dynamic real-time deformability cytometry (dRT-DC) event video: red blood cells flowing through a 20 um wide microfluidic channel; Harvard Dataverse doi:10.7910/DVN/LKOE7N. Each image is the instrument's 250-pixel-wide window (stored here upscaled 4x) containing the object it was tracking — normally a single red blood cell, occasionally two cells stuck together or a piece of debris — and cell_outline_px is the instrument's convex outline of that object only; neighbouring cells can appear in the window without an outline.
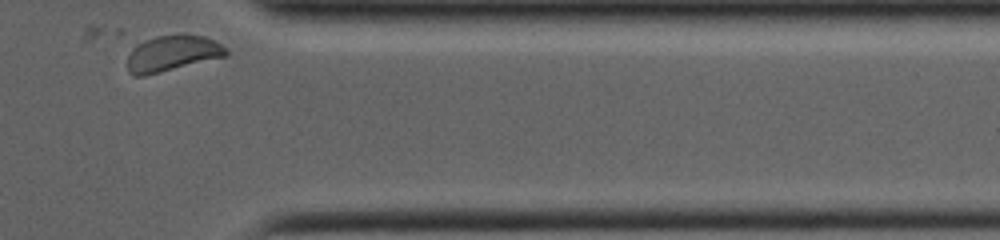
{"species": "common noctule bat (a hibernating species)", "species_latin": "Nyctalus noctula", "temperature_condition": "room temperature", "stored_images_in_passage": 22, "camera_frame_rate_fps": 4000, "um_per_image_px": 0.085, "animal": {"sex": "female", "body_mass_g": 19.0, "forearm_length_mm": 53.3}, "frame": {"image": 1, "passage_image": 22, "time_ms": 9.5, "image_size_px": [1000, 240], "cell_outline_px": [[228, 56], [144, 76], [136, 76], [128, 72], [128, 56], [136, 44], [144, 40], [156, 36], [204, 36], [228, 48]], "centroid_in_image_um": [14.65, 4.56], "position_along_channel_um": 396.8, "area_um2": 20.35}}